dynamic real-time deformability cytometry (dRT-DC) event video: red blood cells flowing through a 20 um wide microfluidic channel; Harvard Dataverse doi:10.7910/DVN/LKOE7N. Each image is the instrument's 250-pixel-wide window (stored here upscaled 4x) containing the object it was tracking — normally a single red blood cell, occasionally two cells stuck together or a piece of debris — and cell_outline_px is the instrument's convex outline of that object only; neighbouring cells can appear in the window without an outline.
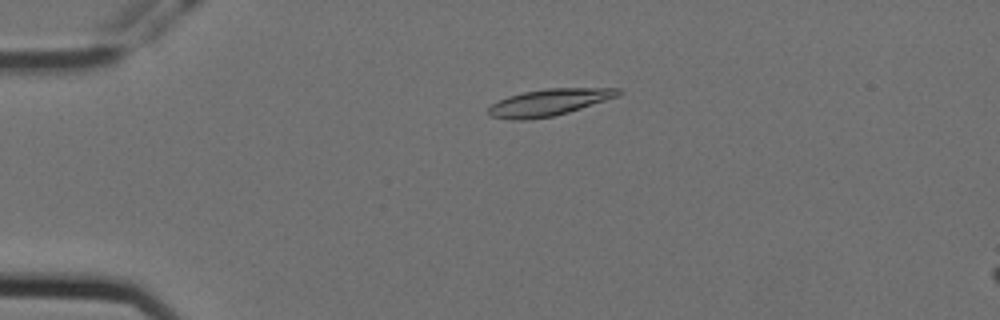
{"species": "Egyptian fruit bat (a non-hibernating species)", "species_latin": "Rousettus aegyptiacus", "temperature_condition": "cold", "stored_images_in_passage": 16, "camera_frame_rate_fps": 3000, "um_per_image_px": 0.085, "animal": {"sex": "female"}, "frame": {"image": 1, "passage_image": 14, "time_ms": 4.333, "image_size_px": [1000, 320], "cell_outline_px": [[624, 92], [620, 96], [568, 112], [552, 116], [524, 120], [512, 120], [492, 116], [488, 112], [488, 108], [492, 104], [508, 96], [524, 92], [544, 88], [620, 88]], "centroid_in_image_um": [46.72, 8.69], "position_along_channel_um": 38.3, "area_um2": 20.17}}